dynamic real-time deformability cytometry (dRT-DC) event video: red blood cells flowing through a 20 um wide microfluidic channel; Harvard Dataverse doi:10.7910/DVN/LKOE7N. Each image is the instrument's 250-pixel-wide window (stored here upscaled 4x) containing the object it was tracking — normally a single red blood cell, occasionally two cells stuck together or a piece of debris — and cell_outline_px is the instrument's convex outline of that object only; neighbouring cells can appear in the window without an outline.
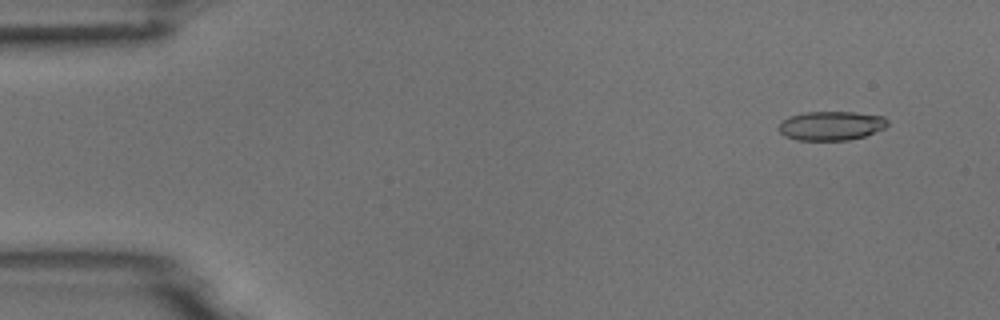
{"species": "common noctule bat (a hibernating species)", "species_latin": "Nyctalus noctula", "temperature_condition": "room temperature", "stored_images_in_passage": 53, "camera_frame_rate_fps": 3000, "um_per_image_px": 0.085, "animal": {"sex": "male", "body_mass_g": 18.8}, "frame": {"image": 1, "passage_image": 4, "time_ms": 1.0, "image_size_px": [1000, 320], "cell_outline_px": [[888, 124], [884, 128], [864, 136], [848, 140], [796, 140], [784, 136], [776, 128], [788, 116], [804, 112], [856, 112], [884, 116], [888, 120]], "centroid_in_image_um": [70.63, 10.68], "position_along_channel_um": 14.4, "area_um2": 18.55}}
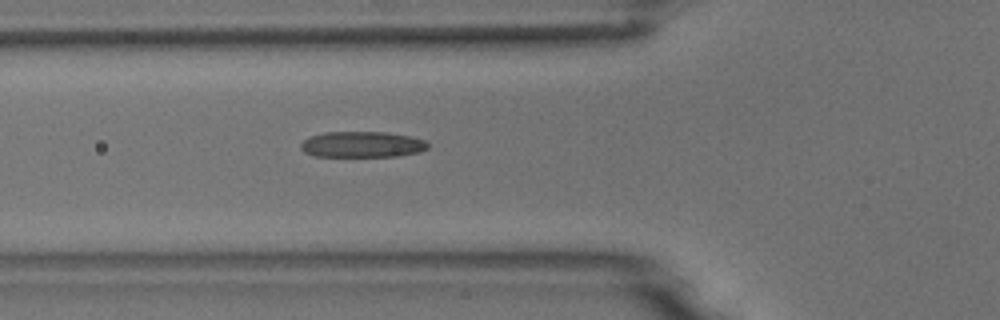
{"frame": {"image": 2, "passage_image": 19, "time_ms": 6.0, "image_size_px": [1000, 320], "cell_outline_px": [[428, 148], [420, 152], [400, 156], [316, 156], [304, 152], [300, 148], [300, 144], [308, 136], [324, 132], [384, 132], [412, 136], [424, 140], [428, 144]], "centroid_in_image_um": [30.78, 12.27], "position_along_channel_um": 95.0, "area_um2": 19.31}}
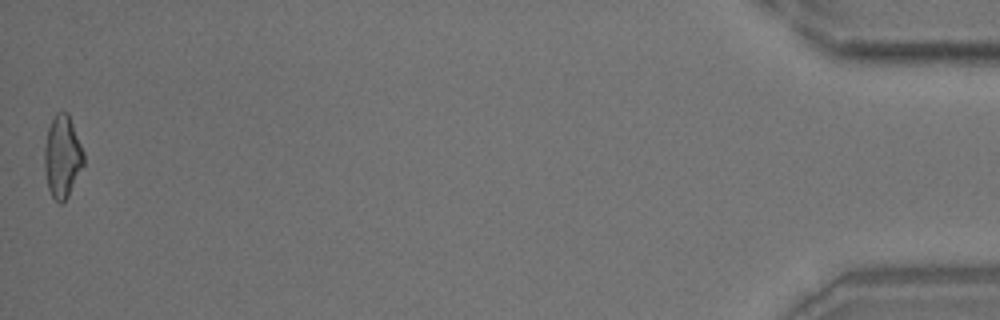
{"frame": {"image": 3, "passage_image": 53, "time_ms": 17.333, "image_size_px": [1000, 320], "cell_outline_px": [[84, 164], [68, 196], [60, 204], [52, 196], [48, 188], [44, 168], [44, 148], [48, 128], [56, 112], [68, 112], [84, 152]], "centroid_in_image_um": [5.3, 13.3], "position_along_channel_um": 429.9, "area_um2": 18.73}, "authors_computed_cell_mechanics": {"area_um2": 18.785, "velocity_mm_per_s": 3.79, "shape_relaxation_time_tau1_ms": 7.2912, "shape_relaxation_time_tau2_ms": 2.5566, "deformation_change_tau1": 0.1912, "deformation_change_tau2": 0.1217}}